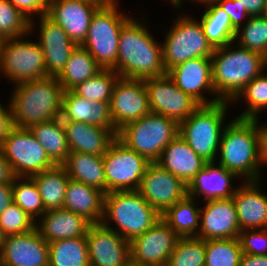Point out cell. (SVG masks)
<instances>
[{
	"mask_svg": "<svg viewBox=\"0 0 267 266\" xmlns=\"http://www.w3.org/2000/svg\"><path fill=\"white\" fill-rule=\"evenodd\" d=\"M39 190L46 211L63 209L69 176L62 165L42 171L31 177Z\"/></svg>",
	"mask_w": 267,
	"mask_h": 266,
	"instance_id": "33",
	"label": "cell"
},
{
	"mask_svg": "<svg viewBox=\"0 0 267 266\" xmlns=\"http://www.w3.org/2000/svg\"><path fill=\"white\" fill-rule=\"evenodd\" d=\"M265 16H267V0H266V4H265V13H264Z\"/></svg>",
	"mask_w": 267,
	"mask_h": 266,
	"instance_id": "60",
	"label": "cell"
},
{
	"mask_svg": "<svg viewBox=\"0 0 267 266\" xmlns=\"http://www.w3.org/2000/svg\"><path fill=\"white\" fill-rule=\"evenodd\" d=\"M205 266H239L242 249L239 238L205 240Z\"/></svg>",
	"mask_w": 267,
	"mask_h": 266,
	"instance_id": "41",
	"label": "cell"
},
{
	"mask_svg": "<svg viewBox=\"0 0 267 266\" xmlns=\"http://www.w3.org/2000/svg\"><path fill=\"white\" fill-rule=\"evenodd\" d=\"M0 151L16 177H32L56 166L29 128L13 126Z\"/></svg>",
	"mask_w": 267,
	"mask_h": 266,
	"instance_id": "11",
	"label": "cell"
},
{
	"mask_svg": "<svg viewBox=\"0 0 267 266\" xmlns=\"http://www.w3.org/2000/svg\"><path fill=\"white\" fill-rule=\"evenodd\" d=\"M4 41H5V38L2 35H0V58H1Z\"/></svg>",
	"mask_w": 267,
	"mask_h": 266,
	"instance_id": "59",
	"label": "cell"
},
{
	"mask_svg": "<svg viewBox=\"0 0 267 266\" xmlns=\"http://www.w3.org/2000/svg\"><path fill=\"white\" fill-rule=\"evenodd\" d=\"M29 129L56 165L67 160L70 149L61 118L32 125Z\"/></svg>",
	"mask_w": 267,
	"mask_h": 266,
	"instance_id": "34",
	"label": "cell"
},
{
	"mask_svg": "<svg viewBox=\"0 0 267 266\" xmlns=\"http://www.w3.org/2000/svg\"><path fill=\"white\" fill-rule=\"evenodd\" d=\"M179 13L162 39L163 64L166 72L174 66L197 57H212L214 48L204 35L199 19Z\"/></svg>",
	"mask_w": 267,
	"mask_h": 266,
	"instance_id": "9",
	"label": "cell"
},
{
	"mask_svg": "<svg viewBox=\"0 0 267 266\" xmlns=\"http://www.w3.org/2000/svg\"><path fill=\"white\" fill-rule=\"evenodd\" d=\"M229 16L232 26L238 30L250 17L238 0H214Z\"/></svg>",
	"mask_w": 267,
	"mask_h": 266,
	"instance_id": "47",
	"label": "cell"
},
{
	"mask_svg": "<svg viewBox=\"0 0 267 266\" xmlns=\"http://www.w3.org/2000/svg\"><path fill=\"white\" fill-rule=\"evenodd\" d=\"M234 42L267 58V16H250L237 30Z\"/></svg>",
	"mask_w": 267,
	"mask_h": 266,
	"instance_id": "39",
	"label": "cell"
},
{
	"mask_svg": "<svg viewBox=\"0 0 267 266\" xmlns=\"http://www.w3.org/2000/svg\"><path fill=\"white\" fill-rule=\"evenodd\" d=\"M15 177L10 163L0 151V184H12Z\"/></svg>",
	"mask_w": 267,
	"mask_h": 266,
	"instance_id": "50",
	"label": "cell"
},
{
	"mask_svg": "<svg viewBox=\"0 0 267 266\" xmlns=\"http://www.w3.org/2000/svg\"><path fill=\"white\" fill-rule=\"evenodd\" d=\"M156 163L188 185L206 161L178 135L163 149Z\"/></svg>",
	"mask_w": 267,
	"mask_h": 266,
	"instance_id": "28",
	"label": "cell"
},
{
	"mask_svg": "<svg viewBox=\"0 0 267 266\" xmlns=\"http://www.w3.org/2000/svg\"><path fill=\"white\" fill-rule=\"evenodd\" d=\"M5 235H4V233H3V230H2V228H1V226H0V250H1V248H2V245H3V242H4V240H5Z\"/></svg>",
	"mask_w": 267,
	"mask_h": 266,
	"instance_id": "57",
	"label": "cell"
},
{
	"mask_svg": "<svg viewBox=\"0 0 267 266\" xmlns=\"http://www.w3.org/2000/svg\"><path fill=\"white\" fill-rule=\"evenodd\" d=\"M109 106L117 131L127 123L146 116L151 111L144 80L119 77L114 84Z\"/></svg>",
	"mask_w": 267,
	"mask_h": 266,
	"instance_id": "14",
	"label": "cell"
},
{
	"mask_svg": "<svg viewBox=\"0 0 267 266\" xmlns=\"http://www.w3.org/2000/svg\"><path fill=\"white\" fill-rule=\"evenodd\" d=\"M106 180V194L116 191L138 190L141 178L151 163L118 138L102 156Z\"/></svg>",
	"mask_w": 267,
	"mask_h": 266,
	"instance_id": "12",
	"label": "cell"
},
{
	"mask_svg": "<svg viewBox=\"0 0 267 266\" xmlns=\"http://www.w3.org/2000/svg\"><path fill=\"white\" fill-rule=\"evenodd\" d=\"M137 191L162 215L187 195V185L180 178L153 162L146 168Z\"/></svg>",
	"mask_w": 267,
	"mask_h": 266,
	"instance_id": "15",
	"label": "cell"
},
{
	"mask_svg": "<svg viewBox=\"0 0 267 266\" xmlns=\"http://www.w3.org/2000/svg\"><path fill=\"white\" fill-rule=\"evenodd\" d=\"M167 75L178 88L189 94L200 105H211L221 101L215 93L212 82L211 57L189 59L171 68ZM210 95L213 99L208 97Z\"/></svg>",
	"mask_w": 267,
	"mask_h": 266,
	"instance_id": "16",
	"label": "cell"
},
{
	"mask_svg": "<svg viewBox=\"0 0 267 266\" xmlns=\"http://www.w3.org/2000/svg\"><path fill=\"white\" fill-rule=\"evenodd\" d=\"M266 71V72H265ZM241 100V101H240ZM246 104L245 110L241 114L236 115L242 119H257L263 110L267 111V70H264L260 75L250 81L231 104L238 101Z\"/></svg>",
	"mask_w": 267,
	"mask_h": 266,
	"instance_id": "37",
	"label": "cell"
},
{
	"mask_svg": "<svg viewBox=\"0 0 267 266\" xmlns=\"http://www.w3.org/2000/svg\"><path fill=\"white\" fill-rule=\"evenodd\" d=\"M13 202L37 221L45 209L35 181L31 177H15L12 183Z\"/></svg>",
	"mask_w": 267,
	"mask_h": 266,
	"instance_id": "38",
	"label": "cell"
},
{
	"mask_svg": "<svg viewBox=\"0 0 267 266\" xmlns=\"http://www.w3.org/2000/svg\"><path fill=\"white\" fill-rule=\"evenodd\" d=\"M198 201L188 195L168 208L161 218L182 237H196L200 227V209Z\"/></svg>",
	"mask_w": 267,
	"mask_h": 266,
	"instance_id": "32",
	"label": "cell"
},
{
	"mask_svg": "<svg viewBox=\"0 0 267 266\" xmlns=\"http://www.w3.org/2000/svg\"><path fill=\"white\" fill-rule=\"evenodd\" d=\"M168 2L171 4V7L176 11L178 10L181 13V9L183 6L182 5V0H168Z\"/></svg>",
	"mask_w": 267,
	"mask_h": 266,
	"instance_id": "54",
	"label": "cell"
},
{
	"mask_svg": "<svg viewBox=\"0 0 267 266\" xmlns=\"http://www.w3.org/2000/svg\"><path fill=\"white\" fill-rule=\"evenodd\" d=\"M86 238L90 266H124L131 258L130 242L102 223L91 224Z\"/></svg>",
	"mask_w": 267,
	"mask_h": 266,
	"instance_id": "18",
	"label": "cell"
},
{
	"mask_svg": "<svg viewBox=\"0 0 267 266\" xmlns=\"http://www.w3.org/2000/svg\"><path fill=\"white\" fill-rule=\"evenodd\" d=\"M261 185V180L243 181L232 197L241 231L267 228V194Z\"/></svg>",
	"mask_w": 267,
	"mask_h": 266,
	"instance_id": "24",
	"label": "cell"
},
{
	"mask_svg": "<svg viewBox=\"0 0 267 266\" xmlns=\"http://www.w3.org/2000/svg\"><path fill=\"white\" fill-rule=\"evenodd\" d=\"M205 240L198 237L179 238L166 266H205Z\"/></svg>",
	"mask_w": 267,
	"mask_h": 266,
	"instance_id": "42",
	"label": "cell"
},
{
	"mask_svg": "<svg viewBox=\"0 0 267 266\" xmlns=\"http://www.w3.org/2000/svg\"><path fill=\"white\" fill-rule=\"evenodd\" d=\"M0 266H49V244L36 228L6 236L0 250Z\"/></svg>",
	"mask_w": 267,
	"mask_h": 266,
	"instance_id": "19",
	"label": "cell"
},
{
	"mask_svg": "<svg viewBox=\"0 0 267 266\" xmlns=\"http://www.w3.org/2000/svg\"><path fill=\"white\" fill-rule=\"evenodd\" d=\"M238 178L235 173L226 170L216 161L206 162L187 185V195L196 200L203 196L205 202L232 198L238 188L233 186L232 181Z\"/></svg>",
	"mask_w": 267,
	"mask_h": 266,
	"instance_id": "23",
	"label": "cell"
},
{
	"mask_svg": "<svg viewBox=\"0 0 267 266\" xmlns=\"http://www.w3.org/2000/svg\"><path fill=\"white\" fill-rule=\"evenodd\" d=\"M70 152L103 156L117 138V130H110L84 122L62 121Z\"/></svg>",
	"mask_w": 267,
	"mask_h": 266,
	"instance_id": "25",
	"label": "cell"
},
{
	"mask_svg": "<svg viewBox=\"0 0 267 266\" xmlns=\"http://www.w3.org/2000/svg\"><path fill=\"white\" fill-rule=\"evenodd\" d=\"M238 238L244 254L267 255V228L240 231Z\"/></svg>",
	"mask_w": 267,
	"mask_h": 266,
	"instance_id": "45",
	"label": "cell"
},
{
	"mask_svg": "<svg viewBox=\"0 0 267 266\" xmlns=\"http://www.w3.org/2000/svg\"><path fill=\"white\" fill-rule=\"evenodd\" d=\"M180 237L161 218L149 230L130 242L131 258L151 266H166Z\"/></svg>",
	"mask_w": 267,
	"mask_h": 266,
	"instance_id": "17",
	"label": "cell"
},
{
	"mask_svg": "<svg viewBox=\"0 0 267 266\" xmlns=\"http://www.w3.org/2000/svg\"><path fill=\"white\" fill-rule=\"evenodd\" d=\"M249 16H262L265 13L266 0H238Z\"/></svg>",
	"mask_w": 267,
	"mask_h": 266,
	"instance_id": "49",
	"label": "cell"
},
{
	"mask_svg": "<svg viewBox=\"0 0 267 266\" xmlns=\"http://www.w3.org/2000/svg\"><path fill=\"white\" fill-rule=\"evenodd\" d=\"M12 202V184H0V215Z\"/></svg>",
	"mask_w": 267,
	"mask_h": 266,
	"instance_id": "51",
	"label": "cell"
},
{
	"mask_svg": "<svg viewBox=\"0 0 267 266\" xmlns=\"http://www.w3.org/2000/svg\"><path fill=\"white\" fill-rule=\"evenodd\" d=\"M99 7L90 0H50L45 15L60 25L74 43L82 45Z\"/></svg>",
	"mask_w": 267,
	"mask_h": 266,
	"instance_id": "20",
	"label": "cell"
},
{
	"mask_svg": "<svg viewBox=\"0 0 267 266\" xmlns=\"http://www.w3.org/2000/svg\"><path fill=\"white\" fill-rule=\"evenodd\" d=\"M0 35L5 39L32 35L30 20L8 0H0Z\"/></svg>",
	"mask_w": 267,
	"mask_h": 266,
	"instance_id": "43",
	"label": "cell"
},
{
	"mask_svg": "<svg viewBox=\"0 0 267 266\" xmlns=\"http://www.w3.org/2000/svg\"><path fill=\"white\" fill-rule=\"evenodd\" d=\"M184 1H186V0H182V5H183V3H185ZM191 1H192V4H193V1H195L198 4L201 5V4L205 3V2L212 1V0H189V2H191Z\"/></svg>",
	"mask_w": 267,
	"mask_h": 266,
	"instance_id": "58",
	"label": "cell"
},
{
	"mask_svg": "<svg viewBox=\"0 0 267 266\" xmlns=\"http://www.w3.org/2000/svg\"><path fill=\"white\" fill-rule=\"evenodd\" d=\"M117 0L100 6L93 14L82 46L102 69L116 66L119 35L123 25L132 17L121 12Z\"/></svg>",
	"mask_w": 267,
	"mask_h": 266,
	"instance_id": "7",
	"label": "cell"
},
{
	"mask_svg": "<svg viewBox=\"0 0 267 266\" xmlns=\"http://www.w3.org/2000/svg\"><path fill=\"white\" fill-rule=\"evenodd\" d=\"M91 223L84 217L65 209L46 211L35 224L39 234L48 242L86 237Z\"/></svg>",
	"mask_w": 267,
	"mask_h": 266,
	"instance_id": "26",
	"label": "cell"
},
{
	"mask_svg": "<svg viewBox=\"0 0 267 266\" xmlns=\"http://www.w3.org/2000/svg\"><path fill=\"white\" fill-rule=\"evenodd\" d=\"M105 193L92 186L69 179L63 209L84 217L91 224L102 222Z\"/></svg>",
	"mask_w": 267,
	"mask_h": 266,
	"instance_id": "29",
	"label": "cell"
},
{
	"mask_svg": "<svg viewBox=\"0 0 267 266\" xmlns=\"http://www.w3.org/2000/svg\"><path fill=\"white\" fill-rule=\"evenodd\" d=\"M218 151V164L243 181L261 180L262 132L257 119L234 117L226 122Z\"/></svg>",
	"mask_w": 267,
	"mask_h": 266,
	"instance_id": "1",
	"label": "cell"
},
{
	"mask_svg": "<svg viewBox=\"0 0 267 266\" xmlns=\"http://www.w3.org/2000/svg\"><path fill=\"white\" fill-rule=\"evenodd\" d=\"M229 104L231 103L220 101L211 105H200L179 124V135L206 162L217 161Z\"/></svg>",
	"mask_w": 267,
	"mask_h": 266,
	"instance_id": "6",
	"label": "cell"
},
{
	"mask_svg": "<svg viewBox=\"0 0 267 266\" xmlns=\"http://www.w3.org/2000/svg\"><path fill=\"white\" fill-rule=\"evenodd\" d=\"M143 80L152 113L164 115L180 124L200 106L178 88L167 74Z\"/></svg>",
	"mask_w": 267,
	"mask_h": 266,
	"instance_id": "13",
	"label": "cell"
},
{
	"mask_svg": "<svg viewBox=\"0 0 267 266\" xmlns=\"http://www.w3.org/2000/svg\"><path fill=\"white\" fill-rule=\"evenodd\" d=\"M233 198L206 201L200 209V227L196 237L203 240L238 238L240 233Z\"/></svg>",
	"mask_w": 267,
	"mask_h": 266,
	"instance_id": "21",
	"label": "cell"
},
{
	"mask_svg": "<svg viewBox=\"0 0 267 266\" xmlns=\"http://www.w3.org/2000/svg\"><path fill=\"white\" fill-rule=\"evenodd\" d=\"M70 179L92 186L106 194V180L102 156L70 152L62 164Z\"/></svg>",
	"mask_w": 267,
	"mask_h": 266,
	"instance_id": "30",
	"label": "cell"
},
{
	"mask_svg": "<svg viewBox=\"0 0 267 266\" xmlns=\"http://www.w3.org/2000/svg\"><path fill=\"white\" fill-rule=\"evenodd\" d=\"M262 132V166H267V123L261 124Z\"/></svg>",
	"mask_w": 267,
	"mask_h": 266,
	"instance_id": "53",
	"label": "cell"
},
{
	"mask_svg": "<svg viewBox=\"0 0 267 266\" xmlns=\"http://www.w3.org/2000/svg\"><path fill=\"white\" fill-rule=\"evenodd\" d=\"M119 77L113 69H102L94 77L75 86L72 91L89 101L110 103L114 84Z\"/></svg>",
	"mask_w": 267,
	"mask_h": 266,
	"instance_id": "40",
	"label": "cell"
},
{
	"mask_svg": "<svg viewBox=\"0 0 267 266\" xmlns=\"http://www.w3.org/2000/svg\"><path fill=\"white\" fill-rule=\"evenodd\" d=\"M92 2L98 3L100 6L110 3L112 0H90Z\"/></svg>",
	"mask_w": 267,
	"mask_h": 266,
	"instance_id": "56",
	"label": "cell"
},
{
	"mask_svg": "<svg viewBox=\"0 0 267 266\" xmlns=\"http://www.w3.org/2000/svg\"><path fill=\"white\" fill-rule=\"evenodd\" d=\"M134 18L132 16L121 29L116 66L113 70L120 77L130 79L166 75L162 44L149 32L146 21H143L144 17Z\"/></svg>",
	"mask_w": 267,
	"mask_h": 266,
	"instance_id": "2",
	"label": "cell"
},
{
	"mask_svg": "<svg viewBox=\"0 0 267 266\" xmlns=\"http://www.w3.org/2000/svg\"><path fill=\"white\" fill-rule=\"evenodd\" d=\"M49 244V266H90L86 237L56 240Z\"/></svg>",
	"mask_w": 267,
	"mask_h": 266,
	"instance_id": "36",
	"label": "cell"
},
{
	"mask_svg": "<svg viewBox=\"0 0 267 266\" xmlns=\"http://www.w3.org/2000/svg\"><path fill=\"white\" fill-rule=\"evenodd\" d=\"M25 37L28 35L5 39L2 48L0 76L5 75L14 85L48 77L42 47Z\"/></svg>",
	"mask_w": 267,
	"mask_h": 266,
	"instance_id": "10",
	"label": "cell"
},
{
	"mask_svg": "<svg viewBox=\"0 0 267 266\" xmlns=\"http://www.w3.org/2000/svg\"><path fill=\"white\" fill-rule=\"evenodd\" d=\"M101 70L102 67L91 54L82 45H77L57 79L64 91L72 90L78 84L94 77Z\"/></svg>",
	"mask_w": 267,
	"mask_h": 266,
	"instance_id": "35",
	"label": "cell"
},
{
	"mask_svg": "<svg viewBox=\"0 0 267 266\" xmlns=\"http://www.w3.org/2000/svg\"><path fill=\"white\" fill-rule=\"evenodd\" d=\"M203 4L207 8L199 22L212 47L220 48L234 42L237 30L232 26L230 16L214 0Z\"/></svg>",
	"mask_w": 267,
	"mask_h": 266,
	"instance_id": "31",
	"label": "cell"
},
{
	"mask_svg": "<svg viewBox=\"0 0 267 266\" xmlns=\"http://www.w3.org/2000/svg\"><path fill=\"white\" fill-rule=\"evenodd\" d=\"M12 5L17 7L24 16L30 20V33L36 32L34 29L35 18L33 14H36V17H40L46 13L48 4L50 0H8ZM38 15V16H37ZM34 18V19H33Z\"/></svg>",
	"mask_w": 267,
	"mask_h": 266,
	"instance_id": "46",
	"label": "cell"
},
{
	"mask_svg": "<svg viewBox=\"0 0 267 266\" xmlns=\"http://www.w3.org/2000/svg\"><path fill=\"white\" fill-rule=\"evenodd\" d=\"M13 89L9 103L14 126L30 128L61 118L64 90L57 77L20 82Z\"/></svg>",
	"mask_w": 267,
	"mask_h": 266,
	"instance_id": "4",
	"label": "cell"
},
{
	"mask_svg": "<svg viewBox=\"0 0 267 266\" xmlns=\"http://www.w3.org/2000/svg\"><path fill=\"white\" fill-rule=\"evenodd\" d=\"M160 219L161 215L137 190L105 194L101 223L129 242L149 230Z\"/></svg>",
	"mask_w": 267,
	"mask_h": 266,
	"instance_id": "5",
	"label": "cell"
},
{
	"mask_svg": "<svg viewBox=\"0 0 267 266\" xmlns=\"http://www.w3.org/2000/svg\"><path fill=\"white\" fill-rule=\"evenodd\" d=\"M61 120L84 122L116 130L110 116L109 102L89 101L72 90H66L63 93Z\"/></svg>",
	"mask_w": 267,
	"mask_h": 266,
	"instance_id": "27",
	"label": "cell"
},
{
	"mask_svg": "<svg viewBox=\"0 0 267 266\" xmlns=\"http://www.w3.org/2000/svg\"><path fill=\"white\" fill-rule=\"evenodd\" d=\"M38 43L42 47L47 76L58 77L77 46L64 29L45 14L38 17ZM40 23V24H39Z\"/></svg>",
	"mask_w": 267,
	"mask_h": 266,
	"instance_id": "22",
	"label": "cell"
},
{
	"mask_svg": "<svg viewBox=\"0 0 267 266\" xmlns=\"http://www.w3.org/2000/svg\"><path fill=\"white\" fill-rule=\"evenodd\" d=\"M239 266H267V255L242 254Z\"/></svg>",
	"mask_w": 267,
	"mask_h": 266,
	"instance_id": "52",
	"label": "cell"
},
{
	"mask_svg": "<svg viewBox=\"0 0 267 266\" xmlns=\"http://www.w3.org/2000/svg\"><path fill=\"white\" fill-rule=\"evenodd\" d=\"M211 60L215 93L221 101L230 103L250 81L267 69L266 57L235 42L215 48Z\"/></svg>",
	"mask_w": 267,
	"mask_h": 266,
	"instance_id": "3",
	"label": "cell"
},
{
	"mask_svg": "<svg viewBox=\"0 0 267 266\" xmlns=\"http://www.w3.org/2000/svg\"><path fill=\"white\" fill-rule=\"evenodd\" d=\"M4 104L0 102V145L7 138L9 131L14 126L10 103Z\"/></svg>",
	"mask_w": 267,
	"mask_h": 266,
	"instance_id": "48",
	"label": "cell"
},
{
	"mask_svg": "<svg viewBox=\"0 0 267 266\" xmlns=\"http://www.w3.org/2000/svg\"><path fill=\"white\" fill-rule=\"evenodd\" d=\"M35 224L36 221L14 202L0 215V226L5 236L30 232L35 229Z\"/></svg>",
	"mask_w": 267,
	"mask_h": 266,
	"instance_id": "44",
	"label": "cell"
},
{
	"mask_svg": "<svg viewBox=\"0 0 267 266\" xmlns=\"http://www.w3.org/2000/svg\"><path fill=\"white\" fill-rule=\"evenodd\" d=\"M179 135V124L168 117L148 113L118 130L117 138L149 162H157L163 149Z\"/></svg>",
	"mask_w": 267,
	"mask_h": 266,
	"instance_id": "8",
	"label": "cell"
},
{
	"mask_svg": "<svg viewBox=\"0 0 267 266\" xmlns=\"http://www.w3.org/2000/svg\"><path fill=\"white\" fill-rule=\"evenodd\" d=\"M124 266H151V265L139 263V262L134 261L132 258H130Z\"/></svg>",
	"mask_w": 267,
	"mask_h": 266,
	"instance_id": "55",
	"label": "cell"
}]
</instances>
